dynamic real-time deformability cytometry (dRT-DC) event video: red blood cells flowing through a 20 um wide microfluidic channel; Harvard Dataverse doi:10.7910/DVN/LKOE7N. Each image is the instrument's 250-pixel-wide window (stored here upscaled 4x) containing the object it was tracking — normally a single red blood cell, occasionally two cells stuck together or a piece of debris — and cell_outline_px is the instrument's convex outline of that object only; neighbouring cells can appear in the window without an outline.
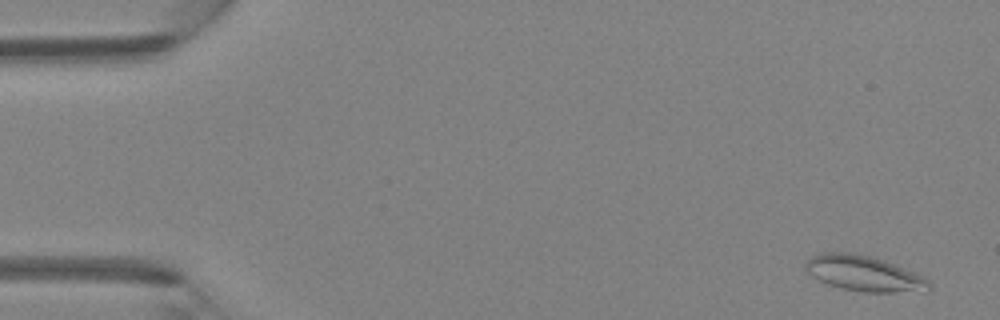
{"species": "Egyptian fruit bat (a non-hibernating species)", "species_latin": "Rousettus aegyptiacus", "temperature_condition": "room temperature", "stored_images_in_passage": 9, "camera_frame_rate_fps": 3000, "um_per_image_px": 0.085, "animal": {"sex": "female"}, "frame": {"image": 1, "passage_image": 3, "time_ms": 0.667, "image_size_px": [1000, 320], "cell_outline_px": [[932, 288], [924, 292], [864, 292], [840, 288], [828, 284], [812, 276], [804, 268], [804, 264], [812, 256], [820, 252], [852, 252], [872, 256], [896, 264], [924, 276], [932, 284]], "centroid_in_image_um": [73.48, 23.24], "position_along_channel_um": 11.5, "area_um2": 25.95}}